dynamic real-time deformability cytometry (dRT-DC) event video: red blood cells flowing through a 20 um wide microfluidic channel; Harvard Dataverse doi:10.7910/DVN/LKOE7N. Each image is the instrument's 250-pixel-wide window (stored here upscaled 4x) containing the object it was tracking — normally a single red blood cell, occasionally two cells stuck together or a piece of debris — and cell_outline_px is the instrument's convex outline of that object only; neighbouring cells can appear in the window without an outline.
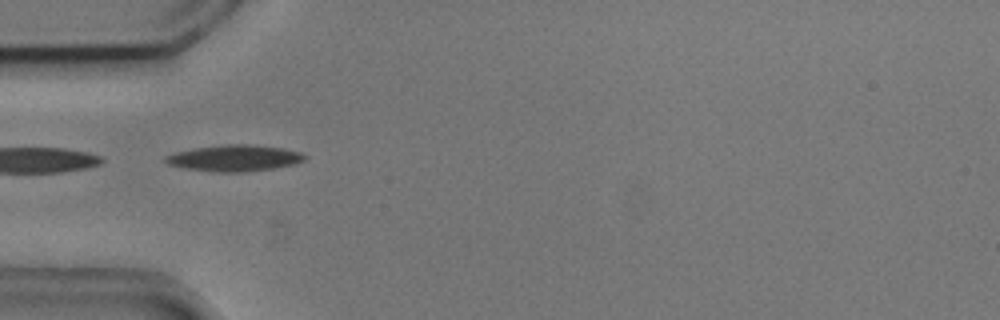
{"species": "common noctule bat (a hibernating species)", "species_latin": "Nyctalus noctula", "temperature_condition": "cold", "stored_images_in_passage": 6, "camera_frame_rate_fps": 3000, "um_per_image_px": 0.085, "animal": {"sex": "male", "body_mass_g": 20.5, "forearm_length_mm": 52.5}, "frame": {"image": 1, "passage_image": 1, "time_ms": 0.0, "image_size_px": [1000, 320], "cell_outline_px": [[308, 156], [304, 160], [296, 164], [272, 168], [244, 172], [220, 172], [184, 168], [168, 164], [164, 160], [164, 156], [176, 152], [196, 148], [224, 144], [248, 144], [284, 148], [300, 152]], "centroid_in_image_um": [19.95, 13.43], "position_along_channel_um": 65.1, "area_um2": 21.27}}